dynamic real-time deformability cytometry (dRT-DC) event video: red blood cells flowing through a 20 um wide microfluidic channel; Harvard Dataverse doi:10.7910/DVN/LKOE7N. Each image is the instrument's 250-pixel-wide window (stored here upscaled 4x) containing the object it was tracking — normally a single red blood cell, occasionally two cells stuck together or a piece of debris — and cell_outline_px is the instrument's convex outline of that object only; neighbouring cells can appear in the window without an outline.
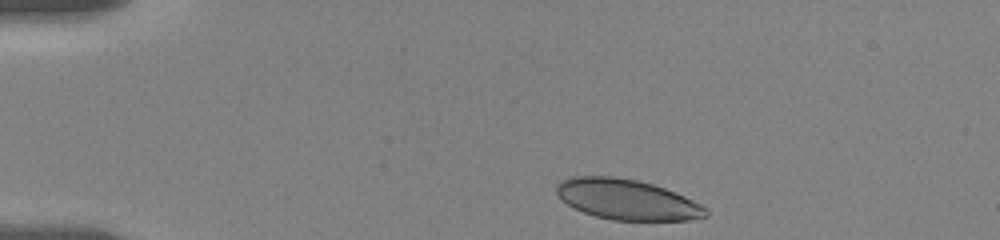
{"species": "human", "species_latin": "Homo sapiens", "temperature_condition": "room temperature", "stored_images_in_passage": 40, "camera_frame_rate_fps": 3000, "um_per_image_px": 0.085, "donor": {"sex": "female"}, "frame": {"image": 1, "passage_image": 1, "time_ms": 0.0, "image_size_px": [1000, 240], "cell_outline_px": [[708, 216], [688, 220], [612, 220], [596, 216], [584, 212], [568, 204], [556, 192], [556, 184], [560, 180], [572, 176], [612, 176], [636, 180], [652, 184], [664, 188], [684, 196], [700, 204], [708, 212]], "centroid_in_image_um": [53.27, 16.95], "position_along_channel_um": 31.7, "area_um2": 34.8}}
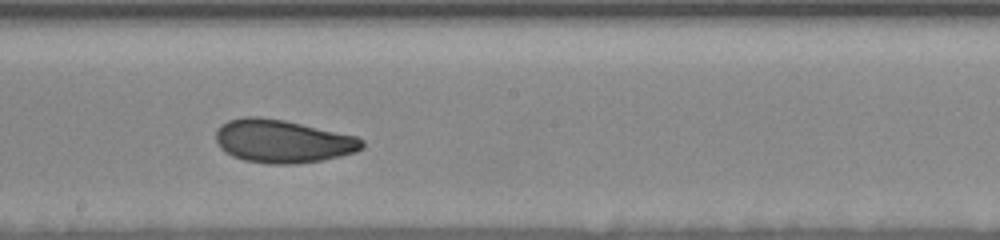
{"frame": {"image": 2, "passage_image": 23, "time_ms": 7.333, "image_size_px": [1000, 240], "cell_outline_px": [[364, 148], [356, 152], [324, 160], [296, 164], [272, 164], [244, 160], [232, 156], [224, 152], [220, 148], [216, 140], [216, 132], [228, 120], [244, 116], [260, 116], [284, 120], [356, 136], [364, 140]], "centroid_in_image_um": [24.04, 12.01], "position_along_channel_um": 224.2, "area_um2": 36.82}}
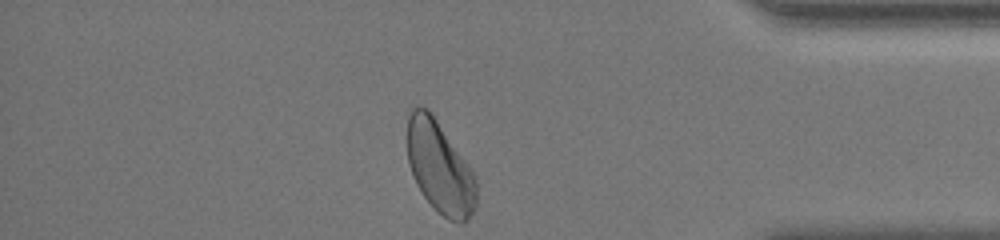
{"frame": {"image": 3, "passage_image": 40, "time_ms": 13.0, "image_size_px": [1000, 240], "cell_outline_px": [[476, 204], [468, 220], [448, 220], [424, 196], [416, 184], [408, 164], [408, 108], [416, 104], [428, 108], [432, 112], [468, 164], [476, 176]], "centroid_in_image_um": [37.36, 14.14], "position_along_channel_um": 397.8, "area_um2": 36.93}, "authors_computed_cell_mechanics": {"area_um2": 36.4718, "velocity_mm_per_s": 3.4849, "shape_relaxation_time_tau1_ms": 5.6553, "shape_relaxation_time_tau2_ms": 1.5043, "deformation_change_tau1": 0.1205, "deformation_change_tau2": 0.0625}}